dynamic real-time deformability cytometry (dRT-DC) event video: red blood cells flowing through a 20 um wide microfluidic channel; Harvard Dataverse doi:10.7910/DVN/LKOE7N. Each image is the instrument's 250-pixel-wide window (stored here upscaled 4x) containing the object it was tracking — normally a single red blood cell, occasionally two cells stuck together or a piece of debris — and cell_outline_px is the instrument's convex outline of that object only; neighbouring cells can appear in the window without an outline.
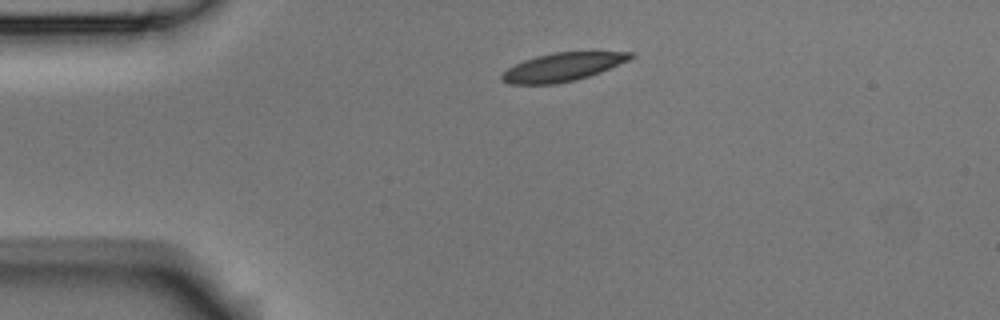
{"species": "Egyptian fruit bat (a non-hibernating species)", "species_latin": "Rousettus aegyptiacus", "temperature_condition": "room temperature", "stored_images_in_passage": 2, "camera_frame_rate_fps": 3000, "um_per_image_px": 0.085, "animal": {"sex": "male"}, "frame": {"image": 1, "passage_image": 1, "time_ms": 0.0, "image_size_px": [1000, 320], "cell_outline_px": [[636, 56], [628, 60], [600, 72], [576, 80], [556, 84], [508, 84], [500, 80], [500, 72], [524, 60], [536, 56], [552, 52], [632, 52]], "centroid_in_image_um": [47.76, 5.7], "position_along_channel_um": 37.2, "area_um2": 21.27}}